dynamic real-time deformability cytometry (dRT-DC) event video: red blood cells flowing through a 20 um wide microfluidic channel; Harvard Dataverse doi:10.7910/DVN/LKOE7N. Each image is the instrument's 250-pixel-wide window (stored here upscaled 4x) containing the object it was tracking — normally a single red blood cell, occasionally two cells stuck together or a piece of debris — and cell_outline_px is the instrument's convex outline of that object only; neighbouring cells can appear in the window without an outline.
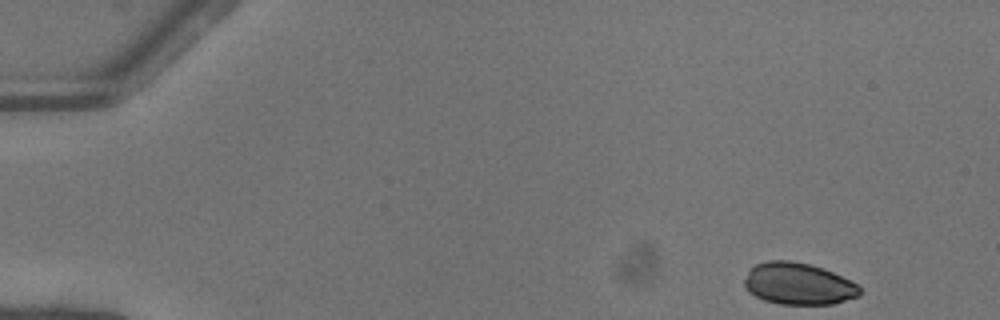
{"species": "common noctule bat (a hibernating species)", "species_latin": "Nyctalus noctula", "temperature_condition": "warm", "stored_images_in_passage": 47, "camera_frame_rate_fps": 3000, "um_per_image_px": 0.085, "animal": {"sex": "female"}, "frame": {"image": 1, "passage_image": 1, "time_ms": 0.0, "image_size_px": [1000, 320], "cell_outline_px": [[860, 296], [832, 304], [780, 304], [764, 300], [748, 292], [744, 288], [744, 280], [748, 272], [756, 264], [768, 260], [788, 260], [808, 264], [824, 268], [856, 284], [860, 288]], "centroid_in_image_um": [67.83, 24.12], "position_along_channel_um": 17.2, "area_um2": 27.98}}
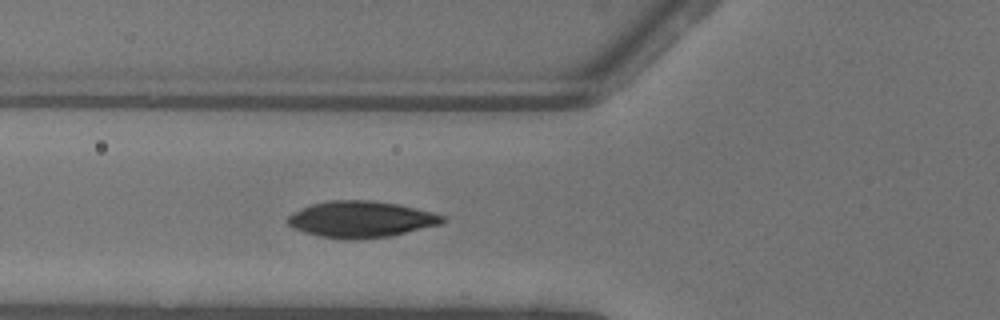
{"frame": {"image": 2, "passage_image": 16, "time_ms": 5.0, "image_size_px": [1000, 320], "cell_outline_px": [[448, 220], [444, 224], [392, 236], [316, 236], [292, 228], [284, 220], [288, 216], [312, 204], [328, 200], [372, 200], [400, 204], [432, 212], [444, 216]], "centroid_in_image_um": [30.75, 18.6], "position_along_channel_um": 95.0, "area_um2": 32.14}}
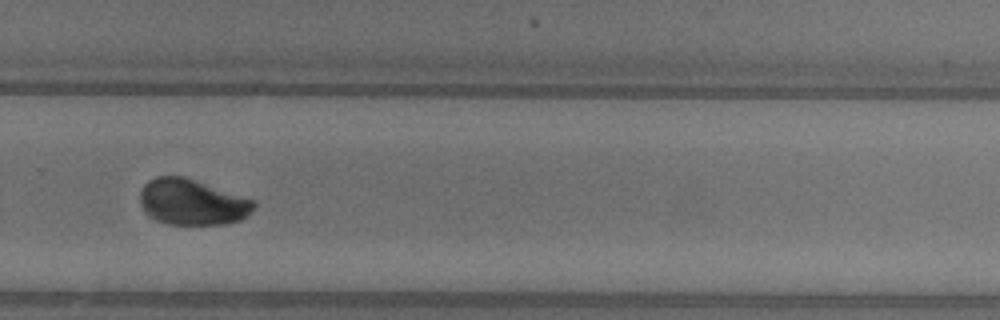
{"frame": {"image": 3, "passage_image": 32, "time_ms": 10.333, "image_size_px": [1000, 320], "cell_outline_px": [[256, 204], [248, 216], [240, 220], [224, 224], [164, 224], [148, 216], [144, 212], [140, 204], [140, 192], [144, 184], [148, 180], [156, 176], [184, 176], [252, 200]], "centroid_in_image_um": [16.27, 17.19], "position_along_channel_um": 313.5, "area_um2": 30.35}}